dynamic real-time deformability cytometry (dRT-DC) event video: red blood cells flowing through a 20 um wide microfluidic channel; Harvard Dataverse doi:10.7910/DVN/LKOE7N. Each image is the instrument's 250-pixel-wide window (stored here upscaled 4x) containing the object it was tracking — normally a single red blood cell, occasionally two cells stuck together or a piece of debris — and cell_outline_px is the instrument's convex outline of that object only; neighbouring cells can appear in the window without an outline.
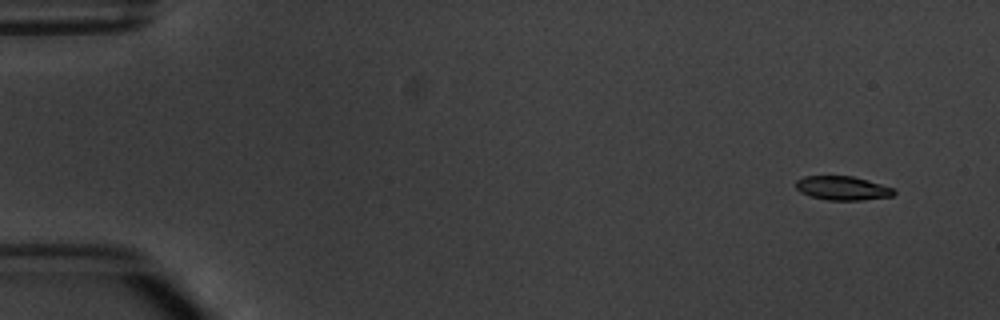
{"species": "common noctule bat (a hibernating species)", "species_latin": "Nyctalus noctula", "temperature_condition": "warm", "stored_images_in_passage": 4, "camera_frame_rate_fps": 3000, "um_per_image_px": 0.085, "animal": {"sex": "male", "body_mass_g": 20.1, "forearm_length_mm": 53.5}, "frame": {"image": 1, "passage_image": 1, "time_ms": 0.0, "image_size_px": [1000, 320], "cell_outline_px": [[896, 192], [892, 196], [860, 200], [828, 200], [812, 196], [800, 192], [796, 188], [796, 180], [804, 176], [852, 176], [868, 180], [892, 188]], "centroid_in_image_um": [71.59, 15.98], "position_along_channel_um": 13.4, "area_um2": 13.53}}
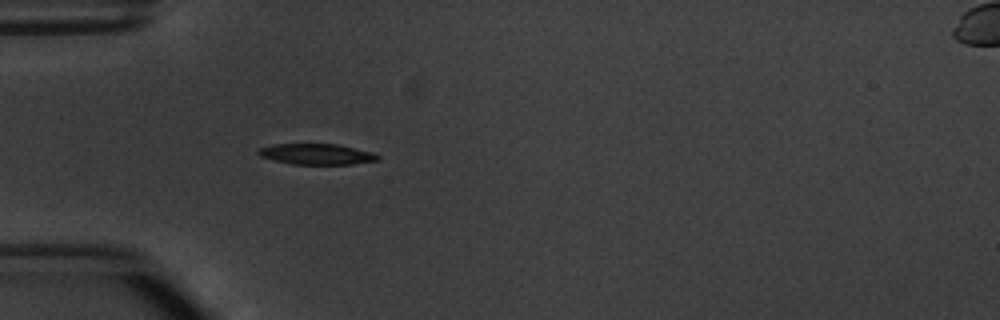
{"frame": {"image": 2, "passage_image": 4, "time_ms": 4.333, "image_size_px": [1000, 320], "cell_outline_px": [[380, 160], [352, 164], [292, 164], [260, 156], [256, 152], [260, 148], [272, 144], [336, 144], [372, 152], [380, 156]], "centroid_in_image_um": [26.92, 13.1], "position_along_channel_um": 58.1, "area_um2": 14.33}}